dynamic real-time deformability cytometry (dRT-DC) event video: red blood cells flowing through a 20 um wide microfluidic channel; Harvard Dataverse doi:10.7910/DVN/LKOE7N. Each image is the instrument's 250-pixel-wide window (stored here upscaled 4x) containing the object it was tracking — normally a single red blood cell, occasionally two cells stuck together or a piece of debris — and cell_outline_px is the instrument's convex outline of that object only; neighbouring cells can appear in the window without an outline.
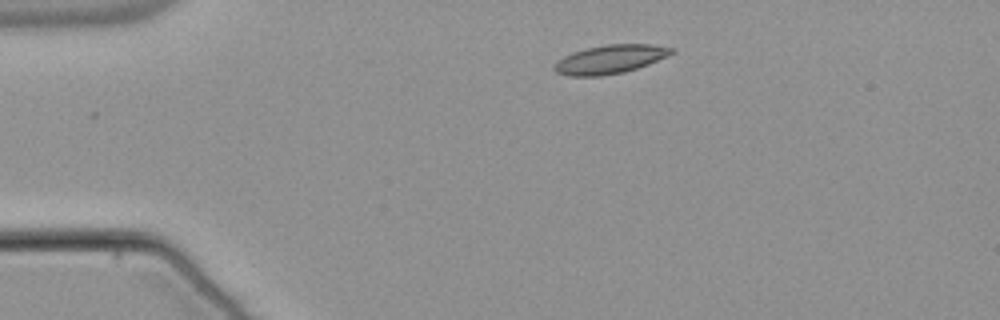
{"species": "common noctule bat (a hibernating species)", "species_latin": "Nyctalus noctula", "temperature_condition": "warm", "stored_images_in_passage": 44, "camera_frame_rate_fps": 3000, "um_per_image_px": 0.085, "animal": {"sex": "male", "body_mass_g": 21.5, "forearm_length_mm": 52.0}, "frame": {"image": 1, "passage_image": 1, "time_ms": 0.0, "image_size_px": [1000, 320], "cell_outline_px": [[676, 52], [668, 56], [648, 64], [624, 72], [600, 76], [568, 76], [556, 72], [552, 68], [556, 60], [572, 52], [584, 48], [608, 44], [652, 44], [676, 48]], "centroid_in_image_um": [51.85, 5.03], "position_along_channel_um": 33.1, "area_um2": 19.83}}
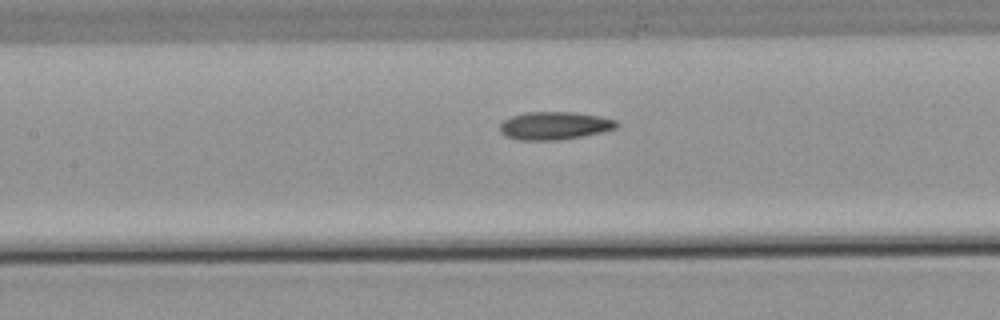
{"frame": {"image": 2, "passage_image": 15, "time_ms": 4.667, "image_size_px": [1000, 320], "cell_outline_px": [[620, 124], [616, 128], [600, 132], [580, 136], [556, 140], [516, 140], [504, 136], [500, 132], [500, 124], [504, 120], [512, 116], [524, 112], [572, 112], [600, 116], [616, 120]], "centroid_in_image_um": [47.1, 10.68], "position_along_channel_um": 160.3, "area_um2": 18.96}}
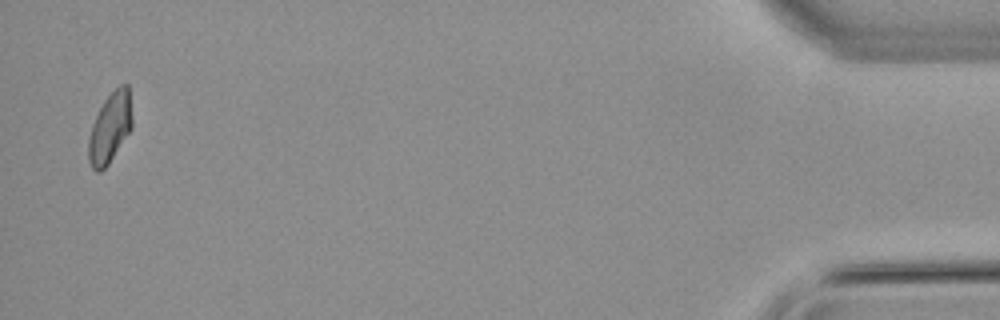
{"frame": {"image": 3, "passage_image": 43, "time_ms": 14.0, "image_size_px": [1000, 320], "cell_outline_px": [[132, 128], [108, 164], [100, 172], [96, 172], [92, 168], [88, 160], [88, 140], [92, 124], [104, 100], [120, 84], [128, 84], [132, 116]], "centroid_in_image_um": [9.35, 10.87], "position_along_channel_um": 425.9, "area_um2": 17.74}, "authors_computed_cell_mechanics": {"area_um2": 18.5538, "velocity_mm_per_s": 3.7959, "shape_relaxation_time_tau1_ms": null, "shape_relaxation_time_tau2_ms": 4.2445, "deformation_change_tau1": null, "deformation_change_tau2": 0.1041}}